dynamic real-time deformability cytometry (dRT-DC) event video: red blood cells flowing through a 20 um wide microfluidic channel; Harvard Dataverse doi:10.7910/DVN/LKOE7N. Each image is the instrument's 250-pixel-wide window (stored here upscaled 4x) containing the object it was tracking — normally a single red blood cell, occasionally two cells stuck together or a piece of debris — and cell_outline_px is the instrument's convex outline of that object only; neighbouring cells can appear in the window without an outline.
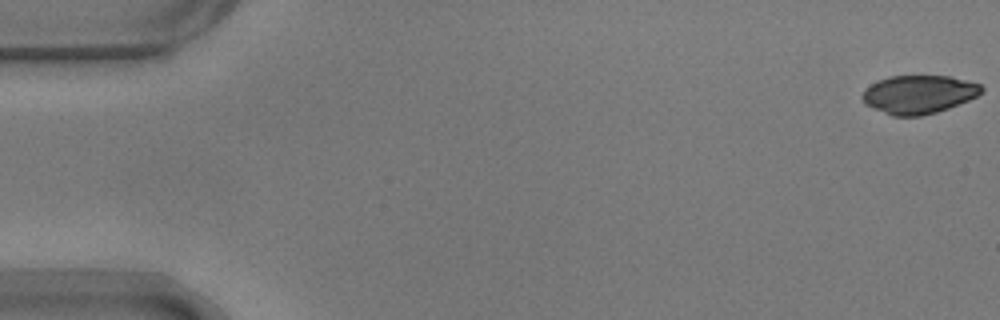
{"species": "common noctule bat (a hibernating species)", "species_latin": "Nyctalus noctula", "temperature_condition": "warm", "stored_images_in_passage": 55, "camera_frame_rate_fps": 3000, "um_per_image_px": 0.085, "animal": {"sex": "male", "body_mass_g": 17.9}, "frame": {"image": 1, "passage_image": 1, "time_ms": 0.0, "image_size_px": [1000, 320], "cell_outline_px": [[984, 88], [976, 96], [968, 100], [948, 108], [936, 112], [920, 116], [892, 116], [872, 108], [864, 104], [860, 96], [872, 84], [888, 76], [952, 76], [980, 84]], "centroid_in_image_um": [78.07, 8.03], "position_along_channel_um": 6.9, "area_um2": 26.53}}
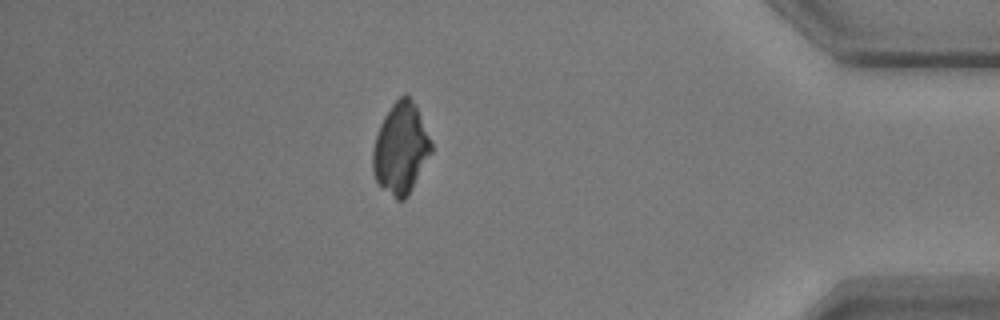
{"frame": {"image": 2, "passage_image": 48, "time_ms": 15.667, "image_size_px": [1000, 320], "cell_outline_px": [[432, 152], [408, 196], [404, 200], [396, 200], [376, 180], [372, 172], [372, 148], [380, 124], [384, 116], [392, 104], [404, 92], [408, 92], [416, 104], [432, 140]], "centroid_in_image_um": [34.08, 12.57], "position_along_channel_um": 401.1, "area_um2": 31.39}}